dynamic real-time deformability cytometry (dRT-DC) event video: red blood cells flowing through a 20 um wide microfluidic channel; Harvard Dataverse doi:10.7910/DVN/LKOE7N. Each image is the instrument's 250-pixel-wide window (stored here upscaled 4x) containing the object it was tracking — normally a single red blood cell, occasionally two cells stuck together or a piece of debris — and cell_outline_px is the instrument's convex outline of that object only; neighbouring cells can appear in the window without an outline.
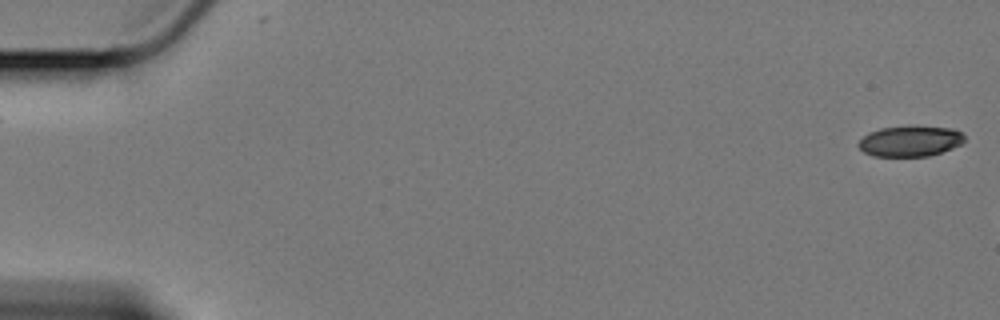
{"species": "Egyptian fruit bat (a non-hibernating species)", "species_latin": "Rousettus aegyptiacus", "temperature_condition": "cold", "stored_images_in_passage": 11, "camera_frame_rate_fps": 3000, "um_per_image_px": 0.085, "animal": {"sex": "female"}, "frame": {"image": 1, "passage_image": 1, "time_ms": 0.0, "image_size_px": [1000, 320], "cell_outline_px": [[964, 140], [960, 144], [952, 148], [928, 156], [872, 156], [864, 152], [856, 144], [868, 132], [880, 128], [952, 128], [960, 132], [964, 136]], "centroid_in_image_um": [77.31, 12.03], "position_along_channel_um": 7.7, "area_um2": 18.26}}